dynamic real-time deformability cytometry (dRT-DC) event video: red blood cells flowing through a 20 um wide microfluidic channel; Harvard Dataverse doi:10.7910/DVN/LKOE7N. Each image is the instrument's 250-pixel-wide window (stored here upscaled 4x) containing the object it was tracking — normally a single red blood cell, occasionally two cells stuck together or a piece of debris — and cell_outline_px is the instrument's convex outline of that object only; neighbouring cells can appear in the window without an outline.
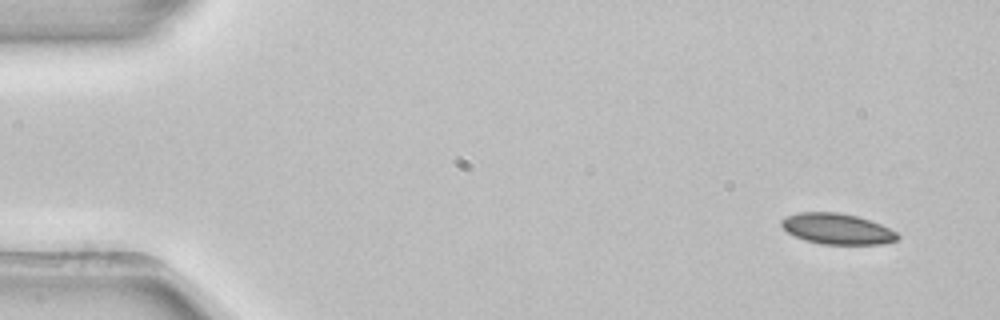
{"species": "common noctule bat (a hibernating species)", "species_latin": "Nyctalus noctula", "temperature_condition": "room temperature", "stored_images_in_passage": 4, "camera_frame_rate_fps": 3000, "um_per_image_px": 0.085, "animal": {"sex": "female", "body_mass_g": 22.7, "forearm_length_mm": 54.2}, "frame": {"image": 1, "passage_image": 1, "time_ms": 0.0, "image_size_px": [1000, 320], "cell_outline_px": [[900, 236], [896, 240], [880, 244], [820, 244], [804, 240], [788, 232], [780, 224], [780, 220], [788, 216], [800, 212], [836, 212], [856, 216], [880, 224], [896, 232]], "centroid_in_image_um": [71.14, 19.45], "position_along_channel_um": 13.9, "area_um2": 20.58}}
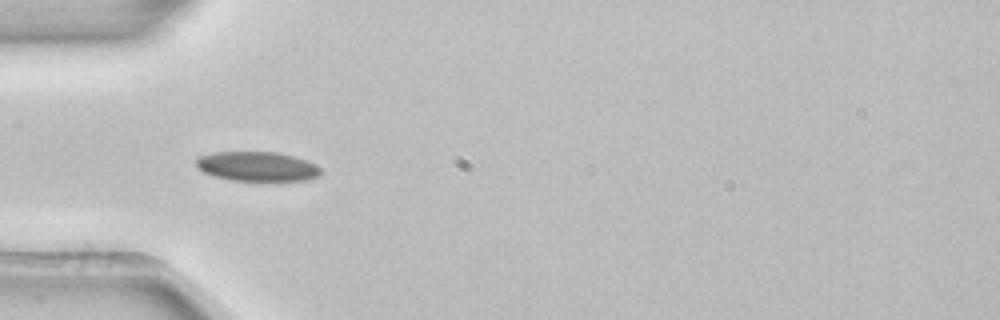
{"frame": {"image": 2, "passage_image": 3, "time_ms": 0.667, "image_size_px": [1000, 320], "cell_outline_px": [[320, 176], [308, 180], [228, 180], [204, 172], [196, 164], [196, 156], [212, 152], [276, 152], [308, 160], [316, 164], [320, 168]], "centroid_in_image_um": [21.86, 14.13], "position_along_channel_um": 63.1, "area_um2": 21.39}}